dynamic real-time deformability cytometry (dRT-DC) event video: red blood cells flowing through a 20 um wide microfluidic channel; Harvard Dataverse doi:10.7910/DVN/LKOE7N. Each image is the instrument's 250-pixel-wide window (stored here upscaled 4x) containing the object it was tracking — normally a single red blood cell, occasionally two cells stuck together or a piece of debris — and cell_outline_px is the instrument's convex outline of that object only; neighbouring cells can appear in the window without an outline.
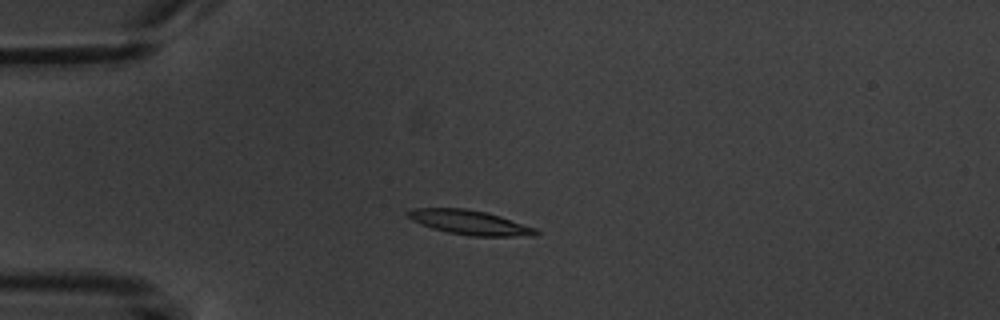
{"species": "common noctule bat (a hibernating species)", "species_latin": "Nyctalus noctula", "temperature_condition": "warm", "stored_images_in_passage": 7, "camera_frame_rate_fps": 3000, "um_per_image_px": 0.085, "animal": {"sex": "male", "body_mass_g": 20.1, "forearm_length_mm": 53.5}, "frame": {"image": 1, "passage_image": 4, "time_ms": 3.333, "image_size_px": [1000, 320], "cell_outline_px": [[540, 232], [536, 236], [468, 236], [448, 232], [432, 228], [412, 220], [404, 212], [412, 208], [464, 208], [488, 212], [536, 228]], "centroid_in_image_um": [39.94, 18.9], "position_along_channel_um": 45.1, "area_um2": 18.32}}
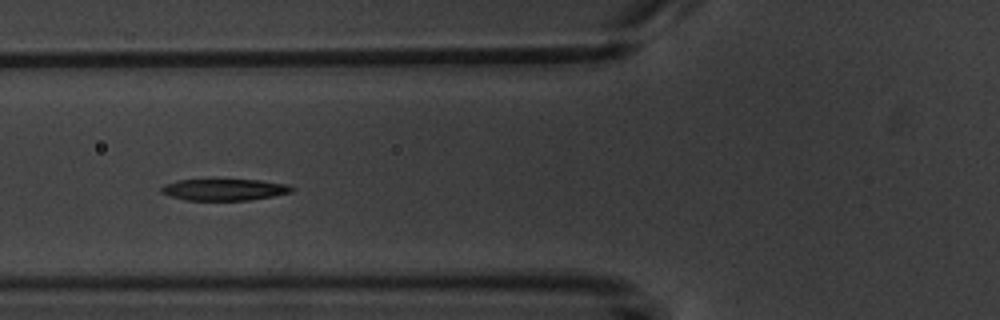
{"frame": {"image": 2, "passage_image": 6, "time_ms": 5.667, "image_size_px": [1000, 320], "cell_outline_px": [[296, 188], [292, 192], [272, 196], [248, 200], [184, 200], [160, 192], [160, 188], [164, 184], [176, 180], [260, 180], [288, 184]], "centroid_in_image_um": [19.07, 16.11], "position_along_channel_um": 106.7, "area_um2": 16.36}}
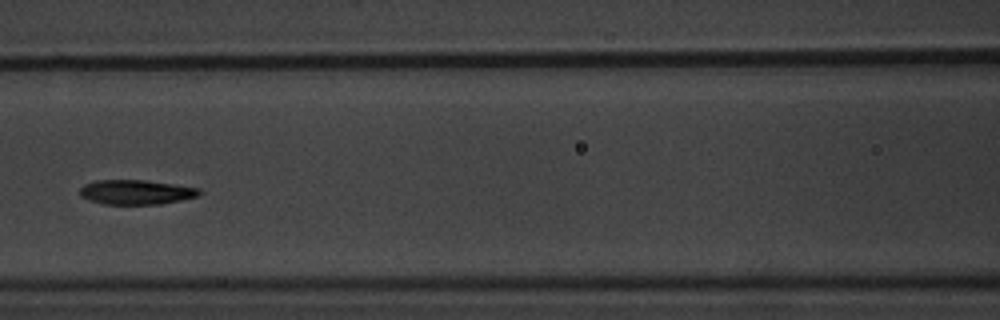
{"frame": {"image": 3, "passage_image": 7, "time_ms": 7.0, "image_size_px": [1000, 320], "cell_outline_px": [[204, 192], [200, 196], [160, 204], [104, 204], [88, 200], [80, 196], [80, 188], [84, 184], [96, 180], [144, 180], [176, 184], [200, 188]], "centroid_in_image_um": [11.6, 16.33], "position_along_channel_um": 155.0, "area_um2": 17.34}}